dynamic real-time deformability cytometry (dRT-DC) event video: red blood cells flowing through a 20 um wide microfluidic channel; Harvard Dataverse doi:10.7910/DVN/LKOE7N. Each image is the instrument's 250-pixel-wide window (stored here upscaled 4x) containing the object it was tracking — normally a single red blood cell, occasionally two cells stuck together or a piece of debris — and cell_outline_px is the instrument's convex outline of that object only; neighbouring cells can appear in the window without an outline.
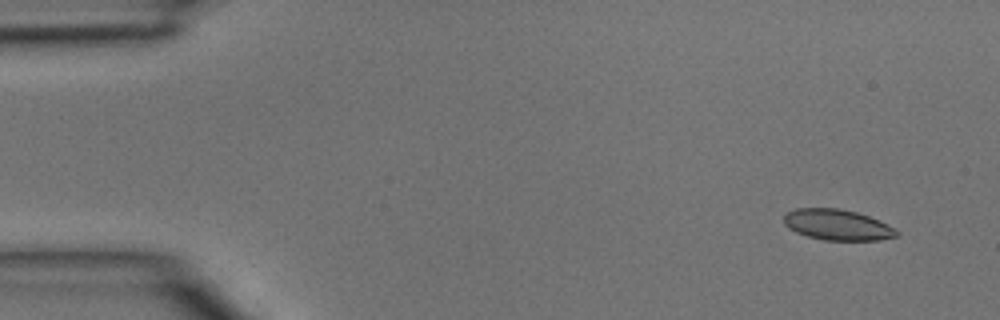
{"species": "common noctule bat (a hibernating species)", "species_latin": "Nyctalus noctula", "temperature_condition": "room temperature", "stored_images_in_passage": 4, "camera_frame_rate_fps": 3000, "um_per_image_px": 0.085, "animal": {"sex": "male", "body_mass_g": 15.6}, "frame": {"image": 1, "passage_image": 1, "time_ms": 0.0, "image_size_px": [1000, 320], "cell_outline_px": [[900, 236], [880, 240], [824, 240], [808, 236], [796, 232], [788, 228], [784, 224], [784, 216], [788, 212], [796, 208], [840, 208], [856, 212], [880, 220], [888, 224], [900, 232]], "centroid_in_image_um": [71.21, 19.11], "position_along_channel_um": 13.8, "area_um2": 20.35}}
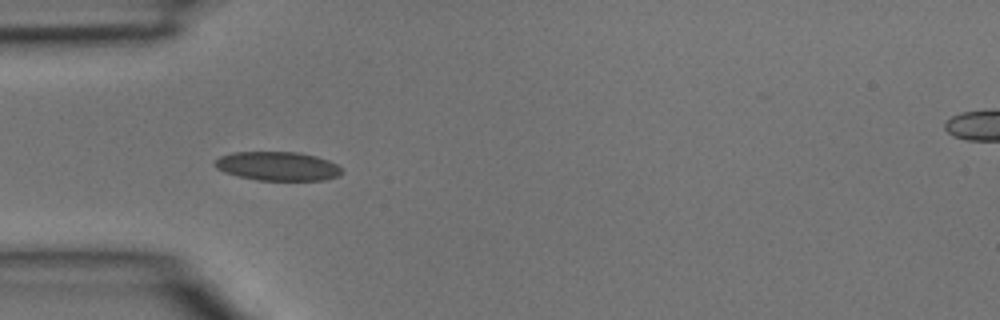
{"frame": {"image": 2, "passage_image": 4, "time_ms": 1.0, "image_size_px": [1000, 320], "cell_outline_px": [[344, 172], [336, 176], [324, 180], [256, 180], [224, 172], [216, 168], [212, 164], [220, 156], [232, 152], [300, 152], [316, 156], [328, 160], [336, 164]], "centroid_in_image_um": [23.58, 14.12], "position_along_channel_um": 61.4, "area_um2": 21.39}}